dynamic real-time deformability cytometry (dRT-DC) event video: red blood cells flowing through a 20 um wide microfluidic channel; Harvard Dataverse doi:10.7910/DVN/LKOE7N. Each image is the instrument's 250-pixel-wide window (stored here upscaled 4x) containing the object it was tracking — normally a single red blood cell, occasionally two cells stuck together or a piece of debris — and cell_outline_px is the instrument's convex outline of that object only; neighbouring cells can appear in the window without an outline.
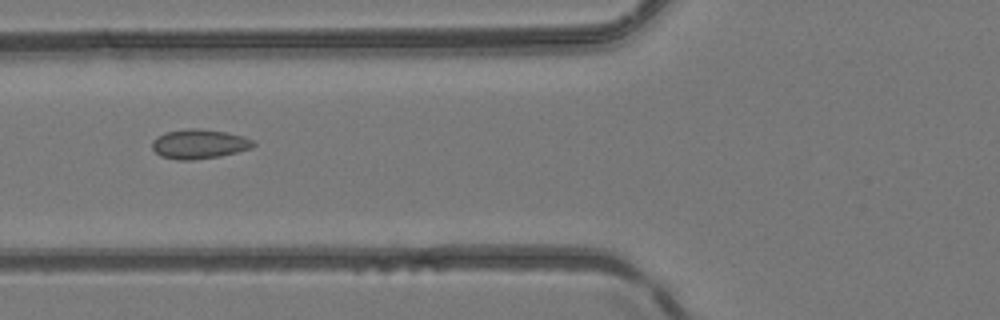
{"species": "common noctule bat (a hibernating species)", "species_latin": "Nyctalus noctula", "temperature_condition": "room temperature", "stored_images_in_passage": 5, "camera_frame_rate_fps": 3000, "um_per_image_px": 0.085, "animal": {"sex": "female", "body_mass_g": 24.6, "forearm_length_mm": 56.2}, "frame": {"image": 1, "passage_image": 5, "time_ms": 5.333, "image_size_px": [1000, 320], "cell_outline_px": [[256, 144], [252, 148], [220, 156], [192, 160], [176, 160], [160, 156], [152, 148], [152, 140], [156, 136], [164, 132], [188, 128], [196, 128], [228, 132], [244, 136], [252, 140]], "centroid_in_image_um": [16.91, 12.23], "position_along_channel_um": 108.9, "area_um2": 17.57}}